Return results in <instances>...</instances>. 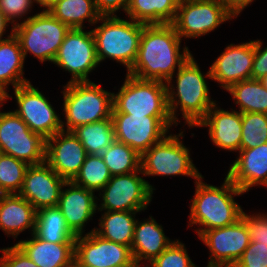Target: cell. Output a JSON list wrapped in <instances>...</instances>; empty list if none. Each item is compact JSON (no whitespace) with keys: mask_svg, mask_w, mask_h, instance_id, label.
<instances>
[{"mask_svg":"<svg viewBox=\"0 0 267 267\" xmlns=\"http://www.w3.org/2000/svg\"><path fill=\"white\" fill-rule=\"evenodd\" d=\"M209 249L206 267H233L249 246L250 237L245 222L204 231L200 236Z\"/></svg>","mask_w":267,"mask_h":267,"instance_id":"cell-16","label":"cell"},{"mask_svg":"<svg viewBox=\"0 0 267 267\" xmlns=\"http://www.w3.org/2000/svg\"><path fill=\"white\" fill-rule=\"evenodd\" d=\"M66 180L61 178L46 162L30 165L25 173L23 186L18 193L36 211L57 207Z\"/></svg>","mask_w":267,"mask_h":267,"instance_id":"cell-18","label":"cell"},{"mask_svg":"<svg viewBox=\"0 0 267 267\" xmlns=\"http://www.w3.org/2000/svg\"><path fill=\"white\" fill-rule=\"evenodd\" d=\"M228 92L241 113L267 114V89L258 79L243 80L231 85Z\"/></svg>","mask_w":267,"mask_h":267,"instance_id":"cell-31","label":"cell"},{"mask_svg":"<svg viewBox=\"0 0 267 267\" xmlns=\"http://www.w3.org/2000/svg\"><path fill=\"white\" fill-rule=\"evenodd\" d=\"M74 261L79 267H138L131 247L101 238L94 228L76 237Z\"/></svg>","mask_w":267,"mask_h":267,"instance_id":"cell-15","label":"cell"},{"mask_svg":"<svg viewBox=\"0 0 267 267\" xmlns=\"http://www.w3.org/2000/svg\"><path fill=\"white\" fill-rule=\"evenodd\" d=\"M227 7L238 17L255 0H222Z\"/></svg>","mask_w":267,"mask_h":267,"instance_id":"cell-44","label":"cell"},{"mask_svg":"<svg viewBox=\"0 0 267 267\" xmlns=\"http://www.w3.org/2000/svg\"><path fill=\"white\" fill-rule=\"evenodd\" d=\"M72 132L84 146L87 155H100L115 141L112 117L79 126Z\"/></svg>","mask_w":267,"mask_h":267,"instance_id":"cell-32","label":"cell"},{"mask_svg":"<svg viewBox=\"0 0 267 267\" xmlns=\"http://www.w3.org/2000/svg\"><path fill=\"white\" fill-rule=\"evenodd\" d=\"M267 143V114L242 113L241 149L255 148Z\"/></svg>","mask_w":267,"mask_h":267,"instance_id":"cell-36","label":"cell"},{"mask_svg":"<svg viewBox=\"0 0 267 267\" xmlns=\"http://www.w3.org/2000/svg\"><path fill=\"white\" fill-rule=\"evenodd\" d=\"M48 11L70 29L87 28L84 25L86 21L92 27L101 17L94 0H58Z\"/></svg>","mask_w":267,"mask_h":267,"instance_id":"cell-29","label":"cell"},{"mask_svg":"<svg viewBox=\"0 0 267 267\" xmlns=\"http://www.w3.org/2000/svg\"><path fill=\"white\" fill-rule=\"evenodd\" d=\"M45 150L46 139L32 132L13 110L0 111V153L30 166L45 162Z\"/></svg>","mask_w":267,"mask_h":267,"instance_id":"cell-11","label":"cell"},{"mask_svg":"<svg viewBox=\"0 0 267 267\" xmlns=\"http://www.w3.org/2000/svg\"><path fill=\"white\" fill-rule=\"evenodd\" d=\"M195 127L208 128V135L215 147L235 153L240 151L242 113L237 109L224 110L215 103Z\"/></svg>","mask_w":267,"mask_h":267,"instance_id":"cell-21","label":"cell"},{"mask_svg":"<svg viewBox=\"0 0 267 267\" xmlns=\"http://www.w3.org/2000/svg\"><path fill=\"white\" fill-rule=\"evenodd\" d=\"M155 190L144 179L141 168L128 174L114 175L97 195L100 202L97 204V211L148 210Z\"/></svg>","mask_w":267,"mask_h":267,"instance_id":"cell-9","label":"cell"},{"mask_svg":"<svg viewBox=\"0 0 267 267\" xmlns=\"http://www.w3.org/2000/svg\"><path fill=\"white\" fill-rule=\"evenodd\" d=\"M101 212L99 227L94 232L101 238L131 247L134 238L136 215L141 211H97Z\"/></svg>","mask_w":267,"mask_h":267,"instance_id":"cell-27","label":"cell"},{"mask_svg":"<svg viewBox=\"0 0 267 267\" xmlns=\"http://www.w3.org/2000/svg\"><path fill=\"white\" fill-rule=\"evenodd\" d=\"M260 39L254 40V59L251 79H261L267 74V45ZM263 46V47H262Z\"/></svg>","mask_w":267,"mask_h":267,"instance_id":"cell-42","label":"cell"},{"mask_svg":"<svg viewBox=\"0 0 267 267\" xmlns=\"http://www.w3.org/2000/svg\"><path fill=\"white\" fill-rule=\"evenodd\" d=\"M69 30L66 24L49 11L41 10L15 25L13 34L19 41L25 60L30 53L40 63L48 61L52 64Z\"/></svg>","mask_w":267,"mask_h":267,"instance_id":"cell-6","label":"cell"},{"mask_svg":"<svg viewBox=\"0 0 267 267\" xmlns=\"http://www.w3.org/2000/svg\"><path fill=\"white\" fill-rule=\"evenodd\" d=\"M235 18L237 16L222 0H180L172 25L182 40L196 39Z\"/></svg>","mask_w":267,"mask_h":267,"instance_id":"cell-10","label":"cell"},{"mask_svg":"<svg viewBox=\"0 0 267 267\" xmlns=\"http://www.w3.org/2000/svg\"><path fill=\"white\" fill-rule=\"evenodd\" d=\"M30 237L18 240L15 244L38 267H66L74 262L75 243L48 242L34 233Z\"/></svg>","mask_w":267,"mask_h":267,"instance_id":"cell-25","label":"cell"},{"mask_svg":"<svg viewBox=\"0 0 267 267\" xmlns=\"http://www.w3.org/2000/svg\"><path fill=\"white\" fill-rule=\"evenodd\" d=\"M107 165L101 155H87L79 173L72 182L93 192H99L111 179Z\"/></svg>","mask_w":267,"mask_h":267,"instance_id":"cell-34","label":"cell"},{"mask_svg":"<svg viewBox=\"0 0 267 267\" xmlns=\"http://www.w3.org/2000/svg\"><path fill=\"white\" fill-rule=\"evenodd\" d=\"M92 81L67 82L63 85L64 131L111 117L113 110V92L105 90Z\"/></svg>","mask_w":267,"mask_h":267,"instance_id":"cell-5","label":"cell"},{"mask_svg":"<svg viewBox=\"0 0 267 267\" xmlns=\"http://www.w3.org/2000/svg\"><path fill=\"white\" fill-rule=\"evenodd\" d=\"M259 80L262 82V84L264 85V87L267 89V74L265 76H263Z\"/></svg>","mask_w":267,"mask_h":267,"instance_id":"cell-48","label":"cell"},{"mask_svg":"<svg viewBox=\"0 0 267 267\" xmlns=\"http://www.w3.org/2000/svg\"><path fill=\"white\" fill-rule=\"evenodd\" d=\"M179 131L167 134L141 155L140 168L145 177L186 176L196 181L202 176L193 163L191 149L183 144L185 131Z\"/></svg>","mask_w":267,"mask_h":267,"instance_id":"cell-7","label":"cell"},{"mask_svg":"<svg viewBox=\"0 0 267 267\" xmlns=\"http://www.w3.org/2000/svg\"><path fill=\"white\" fill-rule=\"evenodd\" d=\"M9 24L11 23L6 19L0 10V41L6 39L5 37L3 38V36H5L4 34L7 32L6 28L8 29V26H10Z\"/></svg>","mask_w":267,"mask_h":267,"instance_id":"cell-45","label":"cell"},{"mask_svg":"<svg viewBox=\"0 0 267 267\" xmlns=\"http://www.w3.org/2000/svg\"><path fill=\"white\" fill-rule=\"evenodd\" d=\"M87 156L80 140L70 131H60L46 140L45 162L63 179L72 181Z\"/></svg>","mask_w":267,"mask_h":267,"instance_id":"cell-19","label":"cell"},{"mask_svg":"<svg viewBox=\"0 0 267 267\" xmlns=\"http://www.w3.org/2000/svg\"><path fill=\"white\" fill-rule=\"evenodd\" d=\"M58 0H33L34 4L43 8V11H48Z\"/></svg>","mask_w":267,"mask_h":267,"instance_id":"cell-46","label":"cell"},{"mask_svg":"<svg viewBox=\"0 0 267 267\" xmlns=\"http://www.w3.org/2000/svg\"><path fill=\"white\" fill-rule=\"evenodd\" d=\"M100 155L112 176L128 174L140 169L141 155L117 140Z\"/></svg>","mask_w":267,"mask_h":267,"instance_id":"cell-33","label":"cell"},{"mask_svg":"<svg viewBox=\"0 0 267 267\" xmlns=\"http://www.w3.org/2000/svg\"><path fill=\"white\" fill-rule=\"evenodd\" d=\"M13 91L14 97L8 92L7 100L15 99L17 107L14 112L32 132L47 140L63 130L61 116L38 87L29 82L16 87Z\"/></svg>","mask_w":267,"mask_h":267,"instance_id":"cell-12","label":"cell"},{"mask_svg":"<svg viewBox=\"0 0 267 267\" xmlns=\"http://www.w3.org/2000/svg\"><path fill=\"white\" fill-rule=\"evenodd\" d=\"M37 211L19 194H0V230L14 241L20 233L35 232Z\"/></svg>","mask_w":267,"mask_h":267,"instance_id":"cell-24","label":"cell"},{"mask_svg":"<svg viewBox=\"0 0 267 267\" xmlns=\"http://www.w3.org/2000/svg\"><path fill=\"white\" fill-rule=\"evenodd\" d=\"M238 153L225 175L244 193L258 185L267 188V143Z\"/></svg>","mask_w":267,"mask_h":267,"instance_id":"cell-22","label":"cell"},{"mask_svg":"<svg viewBox=\"0 0 267 267\" xmlns=\"http://www.w3.org/2000/svg\"><path fill=\"white\" fill-rule=\"evenodd\" d=\"M183 1H201V0H183Z\"/></svg>","mask_w":267,"mask_h":267,"instance_id":"cell-50","label":"cell"},{"mask_svg":"<svg viewBox=\"0 0 267 267\" xmlns=\"http://www.w3.org/2000/svg\"><path fill=\"white\" fill-rule=\"evenodd\" d=\"M233 267H267V246L250 241Z\"/></svg>","mask_w":267,"mask_h":267,"instance_id":"cell-40","label":"cell"},{"mask_svg":"<svg viewBox=\"0 0 267 267\" xmlns=\"http://www.w3.org/2000/svg\"><path fill=\"white\" fill-rule=\"evenodd\" d=\"M181 43L172 24L145 25L136 60L127 74L166 83L192 55V51Z\"/></svg>","mask_w":267,"mask_h":267,"instance_id":"cell-1","label":"cell"},{"mask_svg":"<svg viewBox=\"0 0 267 267\" xmlns=\"http://www.w3.org/2000/svg\"><path fill=\"white\" fill-rule=\"evenodd\" d=\"M0 252V267H38L16 244Z\"/></svg>","mask_w":267,"mask_h":267,"instance_id":"cell-41","label":"cell"},{"mask_svg":"<svg viewBox=\"0 0 267 267\" xmlns=\"http://www.w3.org/2000/svg\"><path fill=\"white\" fill-rule=\"evenodd\" d=\"M111 117L115 140L130 146L139 155L161 141L175 125L170 116L112 113Z\"/></svg>","mask_w":267,"mask_h":267,"instance_id":"cell-13","label":"cell"},{"mask_svg":"<svg viewBox=\"0 0 267 267\" xmlns=\"http://www.w3.org/2000/svg\"><path fill=\"white\" fill-rule=\"evenodd\" d=\"M241 219L247 226L250 241L267 246V213L248 214L243 210Z\"/></svg>","mask_w":267,"mask_h":267,"instance_id":"cell-39","label":"cell"},{"mask_svg":"<svg viewBox=\"0 0 267 267\" xmlns=\"http://www.w3.org/2000/svg\"><path fill=\"white\" fill-rule=\"evenodd\" d=\"M129 0H94L97 12L101 16H117L116 13H126ZM121 9V10H120Z\"/></svg>","mask_w":267,"mask_h":267,"instance_id":"cell-43","label":"cell"},{"mask_svg":"<svg viewBox=\"0 0 267 267\" xmlns=\"http://www.w3.org/2000/svg\"><path fill=\"white\" fill-rule=\"evenodd\" d=\"M34 234L48 242L75 243L76 235L69 229L58 207L37 211Z\"/></svg>","mask_w":267,"mask_h":267,"instance_id":"cell-30","label":"cell"},{"mask_svg":"<svg viewBox=\"0 0 267 267\" xmlns=\"http://www.w3.org/2000/svg\"><path fill=\"white\" fill-rule=\"evenodd\" d=\"M32 6H35L33 0H0V10L12 27L32 17L28 15Z\"/></svg>","mask_w":267,"mask_h":267,"instance_id":"cell-38","label":"cell"},{"mask_svg":"<svg viewBox=\"0 0 267 267\" xmlns=\"http://www.w3.org/2000/svg\"><path fill=\"white\" fill-rule=\"evenodd\" d=\"M96 24L91 30L99 63L113 60L126 67L127 73L136 60L146 24L119 16H101Z\"/></svg>","mask_w":267,"mask_h":267,"instance_id":"cell-4","label":"cell"},{"mask_svg":"<svg viewBox=\"0 0 267 267\" xmlns=\"http://www.w3.org/2000/svg\"><path fill=\"white\" fill-rule=\"evenodd\" d=\"M63 71H68L71 82L91 81L89 74L99 67L92 30L70 29L53 61Z\"/></svg>","mask_w":267,"mask_h":267,"instance_id":"cell-14","label":"cell"},{"mask_svg":"<svg viewBox=\"0 0 267 267\" xmlns=\"http://www.w3.org/2000/svg\"><path fill=\"white\" fill-rule=\"evenodd\" d=\"M28 167L27 163L0 153V194H18Z\"/></svg>","mask_w":267,"mask_h":267,"instance_id":"cell-35","label":"cell"},{"mask_svg":"<svg viewBox=\"0 0 267 267\" xmlns=\"http://www.w3.org/2000/svg\"><path fill=\"white\" fill-rule=\"evenodd\" d=\"M6 102H8L7 93L0 87V106L4 107Z\"/></svg>","mask_w":267,"mask_h":267,"instance_id":"cell-47","label":"cell"},{"mask_svg":"<svg viewBox=\"0 0 267 267\" xmlns=\"http://www.w3.org/2000/svg\"><path fill=\"white\" fill-rule=\"evenodd\" d=\"M174 240L164 233L162 224L153 216L143 221L136 220L134 238L131 245L132 255L138 267H145L158 257Z\"/></svg>","mask_w":267,"mask_h":267,"instance_id":"cell-23","label":"cell"},{"mask_svg":"<svg viewBox=\"0 0 267 267\" xmlns=\"http://www.w3.org/2000/svg\"><path fill=\"white\" fill-rule=\"evenodd\" d=\"M180 0H129L126 17L146 25L172 24Z\"/></svg>","mask_w":267,"mask_h":267,"instance_id":"cell-28","label":"cell"},{"mask_svg":"<svg viewBox=\"0 0 267 267\" xmlns=\"http://www.w3.org/2000/svg\"><path fill=\"white\" fill-rule=\"evenodd\" d=\"M66 267H79L78 264L74 261L69 266Z\"/></svg>","mask_w":267,"mask_h":267,"instance_id":"cell-49","label":"cell"},{"mask_svg":"<svg viewBox=\"0 0 267 267\" xmlns=\"http://www.w3.org/2000/svg\"><path fill=\"white\" fill-rule=\"evenodd\" d=\"M185 246L179 239H175L145 267H199L192 262Z\"/></svg>","mask_w":267,"mask_h":267,"instance_id":"cell-37","label":"cell"},{"mask_svg":"<svg viewBox=\"0 0 267 267\" xmlns=\"http://www.w3.org/2000/svg\"><path fill=\"white\" fill-rule=\"evenodd\" d=\"M204 176L194 181L195 193L190 199L189 227L199 226L198 237L207 230L236 223L242 216V206L235 200L245 194L226 176L222 185L203 182Z\"/></svg>","mask_w":267,"mask_h":267,"instance_id":"cell-3","label":"cell"},{"mask_svg":"<svg viewBox=\"0 0 267 267\" xmlns=\"http://www.w3.org/2000/svg\"><path fill=\"white\" fill-rule=\"evenodd\" d=\"M125 76L118 92H113L112 113L170 116L165 82L142 80L127 73Z\"/></svg>","mask_w":267,"mask_h":267,"instance_id":"cell-8","label":"cell"},{"mask_svg":"<svg viewBox=\"0 0 267 267\" xmlns=\"http://www.w3.org/2000/svg\"><path fill=\"white\" fill-rule=\"evenodd\" d=\"M207 78L212 79L210 69L203 73L192 54L166 82L168 110L175 126L181 122L179 111L190 129L218 102L211 98Z\"/></svg>","mask_w":267,"mask_h":267,"instance_id":"cell-2","label":"cell"},{"mask_svg":"<svg viewBox=\"0 0 267 267\" xmlns=\"http://www.w3.org/2000/svg\"><path fill=\"white\" fill-rule=\"evenodd\" d=\"M25 59L18 39L10 29L6 39L0 41V87L8 93L9 85L13 89L30 82L24 76Z\"/></svg>","mask_w":267,"mask_h":267,"instance_id":"cell-26","label":"cell"},{"mask_svg":"<svg viewBox=\"0 0 267 267\" xmlns=\"http://www.w3.org/2000/svg\"><path fill=\"white\" fill-rule=\"evenodd\" d=\"M95 194L72 181H66L61 190L57 207L61 210L67 226L76 236L88 233L85 232V226L93 220L95 213H98Z\"/></svg>","mask_w":267,"mask_h":267,"instance_id":"cell-20","label":"cell"},{"mask_svg":"<svg viewBox=\"0 0 267 267\" xmlns=\"http://www.w3.org/2000/svg\"><path fill=\"white\" fill-rule=\"evenodd\" d=\"M253 59L254 40L227 45L210 65L211 81L227 90L235 83L251 79Z\"/></svg>","mask_w":267,"mask_h":267,"instance_id":"cell-17","label":"cell"}]
</instances>
